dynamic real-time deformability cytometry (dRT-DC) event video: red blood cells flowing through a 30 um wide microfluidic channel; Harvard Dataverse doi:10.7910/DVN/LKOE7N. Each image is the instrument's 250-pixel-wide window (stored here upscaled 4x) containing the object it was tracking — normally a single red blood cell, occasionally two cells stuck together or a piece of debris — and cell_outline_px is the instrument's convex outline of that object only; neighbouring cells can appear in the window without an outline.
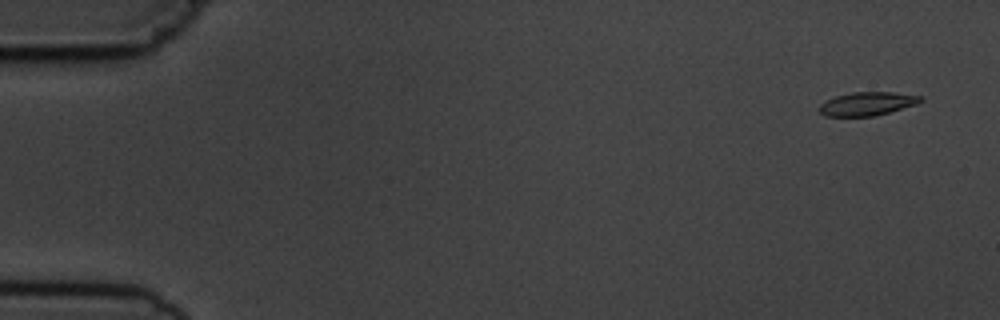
{"species": "common noctule bat (a hibernating species)", "species_latin": "Nyctalus noctula", "temperature_condition": "cold", "stored_images_in_passage": 5, "camera_frame_rate_fps": 3000, "um_per_image_px": 0.085, "animal": {"sex": "male", "body_mass_g": 19.5, "forearm_length_mm": 54.6}, "frame": {"image": 1, "passage_image": 1, "time_ms": 0.0, "image_size_px": [1000, 320], "cell_outline_px": [[924, 100], [916, 104], [888, 112], [872, 116], [824, 116], [820, 112], [820, 104], [824, 100], [836, 96], [852, 92], [892, 92], [924, 96]], "centroid_in_image_um": [73.71, 8.81], "position_along_channel_um": 11.3, "area_um2": 13.81}}
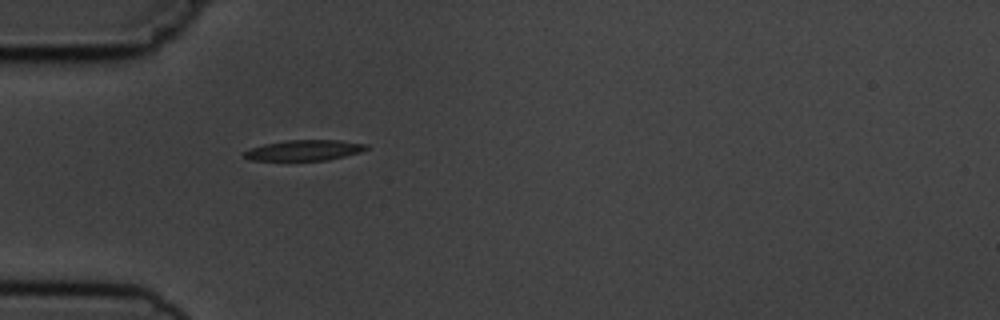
{"frame": {"image": 2, "passage_image": 5, "time_ms": 4.667, "image_size_px": [1000, 320], "cell_outline_px": [[368, 148], [360, 152], [328, 160], [248, 160], [240, 152], [264, 144], [288, 140], [340, 140], [368, 144]], "centroid_in_image_um": [25.85, 12.77], "position_along_channel_um": 59.2, "area_um2": 14.62}}